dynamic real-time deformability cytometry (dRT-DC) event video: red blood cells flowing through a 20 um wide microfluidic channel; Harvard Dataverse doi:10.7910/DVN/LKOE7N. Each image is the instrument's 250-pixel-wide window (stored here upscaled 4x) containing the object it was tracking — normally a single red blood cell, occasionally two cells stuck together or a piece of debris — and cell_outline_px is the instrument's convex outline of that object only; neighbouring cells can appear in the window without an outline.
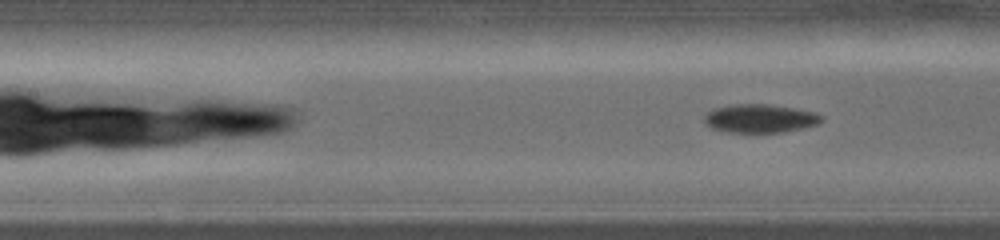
{"species": "common noctule bat (a hibernating species)", "species_latin": "Nyctalus noctula", "temperature_condition": "warm", "stored_images_in_passage": 48, "camera_frame_rate_fps": 5000, "um_per_image_px": 0.085, "animal": {"sex": "female", "body_mass_g": 19.0, "forearm_length_mm": 56.7}, "frame": {"image": 1, "passage_image": 5, "time_ms": 0.6, "image_size_px": [1000, 240], "cell_outline_px": [[824, 120], [816, 124], [784, 132], [724, 132], [712, 128], [704, 120], [704, 116], [708, 112], [716, 108], [732, 104], [768, 104], [796, 108], [816, 112], [824, 116]], "centroid_in_image_um": [64.63, 10.06], "position_along_channel_um": 142.8, "area_um2": 19.42}}
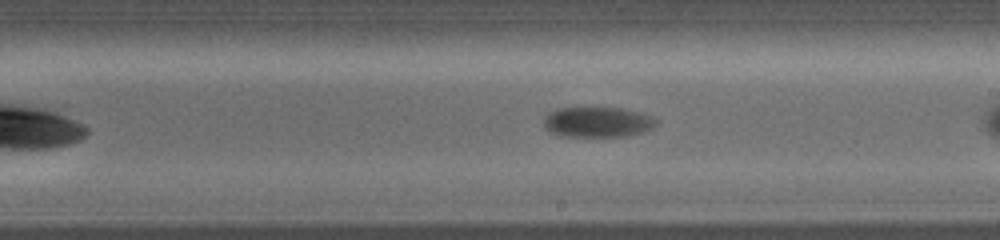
{"frame": {"image": 2, "passage_image": 25, "time_ms": 3.4, "image_size_px": [1000, 240], "cell_outline_px": [[656, 124], [652, 128], [644, 132], [624, 136], [560, 136], [552, 132], [544, 124], [544, 116], [548, 112], [556, 108], [620, 108], [640, 112], [652, 116], [656, 120]], "centroid_in_image_um": [50.79, 10.37], "position_along_channel_um": 238.2, "area_um2": 19.77}}
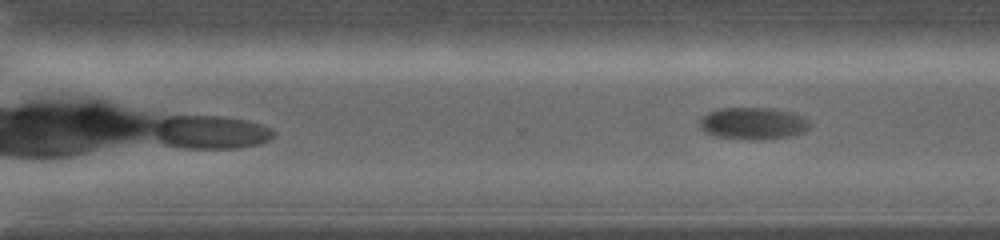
{"frame": {"image": 3, "passage_image": 36, "time_ms": 5.4, "image_size_px": [1000, 240], "cell_outline_px": [[812, 124], [808, 128], [792, 136], [764, 140], [756, 140], [716, 136], [704, 132], [700, 128], [700, 120], [708, 112], [720, 108], [772, 108], [792, 112], [804, 116]], "centroid_in_image_um": [64.04, 10.49], "position_along_channel_um": 306.6, "area_um2": 20.63}}